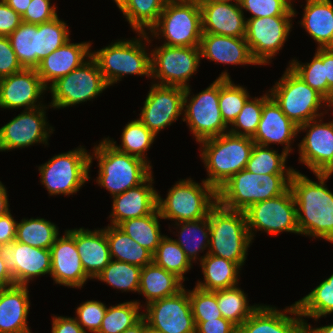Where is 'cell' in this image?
<instances>
[{
    "label": "cell",
    "instance_id": "obj_1",
    "mask_svg": "<svg viewBox=\"0 0 333 333\" xmlns=\"http://www.w3.org/2000/svg\"><path fill=\"white\" fill-rule=\"evenodd\" d=\"M315 175L319 183L296 170L290 178L299 233L333 243V193L325 185L328 177Z\"/></svg>",
    "mask_w": 333,
    "mask_h": 333
},
{
    "label": "cell",
    "instance_id": "obj_2",
    "mask_svg": "<svg viewBox=\"0 0 333 333\" xmlns=\"http://www.w3.org/2000/svg\"><path fill=\"white\" fill-rule=\"evenodd\" d=\"M292 174H255L246 169L234 174L217 190V203L245 211L250 205L278 197L290 188Z\"/></svg>",
    "mask_w": 333,
    "mask_h": 333
},
{
    "label": "cell",
    "instance_id": "obj_3",
    "mask_svg": "<svg viewBox=\"0 0 333 333\" xmlns=\"http://www.w3.org/2000/svg\"><path fill=\"white\" fill-rule=\"evenodd\" d=\"M201 158L208 172L205 181L216 191L234 174L246 168L255 142L229 132L199 142Z\"/></svg>",
    "mask_w": 333,
    "mask_h": 333
},
{
    "label": "cell",
    "instance_id": "obj_4",
    "mask_svg": "<svg viewBox=\"0 0 333 333\" xmlns=\"http://www.w3.org/2000/svg\"><path fill=\"white\" fill-rule=\"evenodd\" d=\"M93 155L98 161L96 182L113 196L142 184L151 174L152 166L142 159L117 150L106 138L94 146Z\"/></svg>",
    "mask_w": 333,
    "mask_h": 333
},
{
    "label": "cell",
    "instance_id": "obj_5",
    "mask_svg": "<svg viewBox=\"0 0 333 333\" xmlns=\"http://www.w3.org/2000/svg\"><path fill=\"white\" fill-rule=\"evenodd\" d=\"M208 217L210 237L207 253L242 267L252 242L244 211L228 210L217 203Z\"/></svg>",
    "mask_w": 333,
    "mask_h": 333
},
{
    "label": "cell",
    "instance_id": "obj_6",
    "mask_svg": "<svg viewBox=\"0 0 333 333\" xmlns=\"http://www.w3.org/2000/svg\"><path fill=\"white\" fill-rule=\"evenodd\" d=\"M134 40H119L95 52L91 57L97 62L108 86L121 81L127 74L151 77V56L146 52L145 43H149L148 33L138 32Z\"/></svg>",
    "mask_w": 333,
    "mask_h": 333
},
{
    "label": "cell",
    "instance_id": "obj_7",
    "mask_svg": "<svg viewBox=\"0 0 333 333\" xmlns=\"http://www.w3.org/2000/svg\"><path fill=\"white\" fill-rule=\"evenodd\" d=\"M201 184V185H200ZM182 179L171 187L165 199L157 194V208L163 219L196 221L208 217L217 204V191L205 180Z\"/></svg>",
    "mask_w": 333,
    "mask_h": 333
},
{
    "label": "cell",
    "instance_id": "obj_8",
    "mask_svg": "<svg viewBox=\"0 0 333 333\" xmlns=\"http://www.w3.org/2000/svg\"><path fill=\"white\" fill-rule=\"evenodd\" d=\"M151 35L164 37V45L200 47L202 21L200 5L195 0H167Z\"/></svg>",
    "mask_w": 333,
    "mask_h": 333
},
{
    "label": "cell",
    "instance_id": "obj_9",
    "mask_svg": "<svg viewBox=\"0 0 333 333\" xmlns=\"http://www.w3.org/2000/svg\"><path fill=\"white\" fill-rule=\"evenodd\" d=\"M269 94L283 113L297 126L319 119L324 114L318 112L323 104L332 107L320 93L306 84L289 67L269 90Z\"/></svg>",
    "mask_w": 333,
    "mask_h": 333
},
{
    "label": "cell",
    "instance_id": "obj_10",
    "mask_svg": "<svg viewBox=\"0 0 333 333\" xmlns=\"http://www.w3.org/2000/svg\"><path fill=\"white\" fill-rule=\"evenodd\" d=\"M219 78L231 79L229 73L224 71L210 86L192 97L189 96L190 87L185 88L183 97L185 117L182 120L186 121L197 142L220 136L229 130L219 108Z\"/></svg>",
    "mask_w": 333,
    "mask_h": 333
},
{
    "label": "cell",
    "instance_id": "obj_11",
    "mask_svg": "<svg viewBox=\"0 0 333 333\" xmlns=\"http://www.w3.org/2000/svg\"><path fill=\"white\" fill-rule=\"evenodd\" d=\"M88 151L80 146L67 153L53 156L38 167L41 183L52 195H71L77 193L90 178V159Z\"/></svg>",
    "mask_w": 333,
    "mask_h": 333
},
{
    "label": "cell",
    "instance_id": "obj_12",
    "mask_svg": "<svg viewBox=\"0 0 333 333\" xmlns=\"http://www.w3.org/2000/svg\"><path fill=\"white\" fill-rule=\"evenodd\" d=\"M108 87L97 62L90 57L80 67L48 87L52 94L49 107L60 109L91 101Z\"/></svg>",
    "mask_w": 333,
    "mask_h": 333
},
{
    "label": "cell",
    "instance_id": "obj_13",
    "mask_svg": "<svg viewBox=\"0 0 333 333\" xmlns=\"http://www.w3.org/2000/svg\"><path fill=\"white\" fill-rule=\"evenodd\" d=\"M244 213L252 240L255 229L272 235L283 231L300 234L296 203L290 188L278 197L250 205Z\"/></svg>",
    "mask_w": 333,
    "mask_h": 333
},
{
    "label": "cell",
    "instance_id": "obj_14",
    "mask_svg": "<svg viewBox=\"0 0 333 333\" xmlns=\"http://www.w3.org/2000/svg\"><path fill=\"white\" fill-rule=\"evenodd\" d=\"M151 55V78L160 80L159 85L189 87L187 81L197 71L201 52L200 47H180L162 45Z\"/></svg>",
    "mask_w": 333,
    "mask_h": 333
},
{
    "label": "cell",
    "instance_id": "obj_15",
    "mask_svg": "<svg viewBox=\"0 0 333 333\" xmlns=\"http://www.w3.org/2000/svg\"><path fill=\"white\" fill-rule=\"evenodd\" d=\"M292 17L246 18L245 40L258 65L269 64L270 59L282 48L292 27Z\"/></svg>",
    "mask_w": 333,
    "mask_h": 333
},
{
    "label": "cell",
    "instance_id": "obj_16",
    "mask_svg": "<svg viewBox=\"0 0 333 333\" xmlns=\"http://www.w3.org/2000/svg\"><path fill=\"white\" fill-rule=\"evenodd\" d=\"M143 317L161 333H195L189 290L148 303Z\"/></svg>",
    "mask_w": 333,
    "mask_h": 333
},
{
    "label": "cell",
    "instance_id": "obj_17",
    "mask_svg": "<svg viewBox=\"0 0 333 333\" xmlns=\"http://www.w3.org/2000/svg\"><path fill=\"white\" fill-rule=\"evenodd\" d=\"M46 106L28 109L14 117L0 128V151L25 148L35 143L48 144L49 133L54 130L48 128L46 120Z\"/></svg>",
    "mask_w": 333,
    "mask_h": 333
},
{
    "label": "cell",
    "instance_id": "obj_18",
    "mask_svg": "<svg viewBox=\"0 0 333 333\" xmlns=\"http://www.w3.org/2000/svg\"><path fill=\"white\" fill-rule=\"evenodd\" d=\"M185 88L152 84L138 118L155 136L183 113Z\"/></svg>",
    "mask_w": 333,
    "mask_h": 333
},
{
    "label": "cell",
    "instance_id": "obj_19",
    "mask_svg": "<svg viewBox=\"0 0 333 333\" xmlns=\"http://www.w3.org/2000/svg\"><path fill=\"white\" fill-rule=\"evenodd\" d=\"M0 256L17 285L27 286L34 277L51 273L50 249L32 247L15 240L0 246Z\"/></svg>",
    "mask_w": 333,
    "mask_h": 333
},
{
    "label": "cell",
    "instance_id": "obj_20",
    "mask_svg": "<svg viewBox=\"0 0 333 333\" xmlns=\"http://www.w3.org/2000/svg\"><path fill=\"white\" fill-rule=\"evenodd\" d=\"M51 277L56 284L81 288L88 280L76 248L75 229L58 236L50 248Z\"/></svg>",
    "mask_w": 333,
    "mask_h": 333
},
{
    "label": "cell",
    "instance_id": "obj_21",
    "mask_svg": "<svg viewBox=\"0 0 333 333\" xmlns=\"http://www.w3.org/2000/svg\"><path fill=\"white\" fill-rule=\"evenodd\" d=\"M48 90L42 83L36 69L23 68L21 71L0 79V108L25 110L44 106L37 102Z\"/></svg>",
    "mask_w": 333,
    "mask_h": 333
},
{
    "label": "cell",
    "instance_id": "obj_22",
    "mask_svg": "<svg viewBox=\"0 0 333 333\" xmlns=\"http://www.w3.org/2000/svg\"><path fill=\"white\" fill-rule=\"evenodd\" d=\"M281 311L269 305H259L238 327V333H305L307 322L302 319L296 303ZM287 313L294 317L287 316Z\"/></svg>",
    "mask_w": 333,
    "mask_h": 333
},
{
    "label": "cell",
    "instance_id": "obj_23",
    "mask_svg": "<svg viewBox=\"0 0 333 333\" xmlns=\"http://www.w3.org/2000/svg\"><path fill=\"white\" fill-rule=\"evenodd\" d=\"M317 120L316 118L298 126V132L307 131L306 136L298 144L299 161L314 174L318 173L333 156V120L329 123H323L322 119Z\"/></svg>",
    "mask_w": 333,
    "mask_h": 333
},
{
    "label": "cell",
    "instance_id": "obj_24",
    "mask_svg": "<svg viewBox=\"0 0 333 333\" xmlns=\"http://www.w3.org/2000/svg\"><path fill=\"white\" fill-rule=\"evenodd\" d=\"M298 126L291 121L270 97L264 104L260 122L255 135L251 138L255 144L270 146L269 144H282L284 151L289 154L292 140L298 134ZM294 137V138H293Z\"/></svg>",
    "mask_w": 333,
    "mask_h": 333
},
{
    "label": "cell",
    "instance_id": "obj_25",
    "mask_svg": "<svg viewBox=\"0 0 333 333\" xmlns=\"http://www.w3.org/2000/svg\"><path fill=\"white\" fill-rule=\"evenodd\" d=\"M201 10L202 32L245 38L246 18L240 3H198Z\"/></svg>",
    "mask_w": 333,
    "mask_h": 333
},
{
    "label": "cell",
    "instance_id": "obj_26",
    "mask_svg": "<svg viewBox=\"0 0 333 333\" xmlns=\"http://www.w3.org/2000/svg\"><path fill=\"white\" fill-rule=\"evenodd\" d=\"M152 175L142 184L112 197L110 225L118 226L125 220L147 216L157 208L158 192L153 188Z\"/></svg>",
    "mask_w": 333,
    "mask_h": 333
},
{
    "label": "cell",
    "instance_id": "obj_27",
    "mask_svg": "<svg viewBox=\"0 0 333 333\" xmlns=\"http://www.w3.org/2000/svg\"><path fill=\"white\" fill-rule=\"evenodd\" d=\"M90 47V42L74 44L69 40L40 61L35 69L44 86L48 89V85L80 67L91 57Z\"/></svg>",
    "mask_w": 333,
    "mask_h": 333
},
{
    "label": "cell",
    "instance_id": "obj_28",
    "mask_svg": "<svg viewBox=\"0 0 333 333\" xmlns=\"http://www.w3.org/2000/svg\"><path fill=\"white\" fill-rule=\"evenodd\" d=\"M28 292L26 285L0 288V333H31L27 323Z\"/></svg>",
    "mask_w": 333,
    "mask_h": 333
},
{
    "label": "cell",
    "instance_id": "obj_29",
    "mask_svg": "<svg viewBox=\"0 0 333 333\" xmlns=\"http://www.w3.org/2000/svg\"><path fill=\"white\" fill-rule=\"evenodd\" d=\"M201 57L217 63L245 65L258 63L253 58L245 38L203 33L200 42Z\"/></svg>",
    "mask_w": 333,
    "mask_h": 333
},
{
    "label": "cell",
    "instance_id": "obj_30",
    "mask_svg": "<svg viewBox=\"0 0 333 333\" xmlns=\"http://www.w3.org/2000/svg\"><path fill=\"white\" fill-rule=\"evenodd\" d=\"M75 243L86 275L96 278L111 261L105 228L75 229Z\"/></svg>",
    "mask_w": 333,
    "mask_h": 333
},
{
    "label": "cell",
    "instance_id": "obj_31",
    "mask_svg": "<svg viewBox=\"0 0 333 333\" xmlns=\"http://www.w3.org/2000/svg\"><path fill=\"white\" fill-rule=\"evenodd\" d=\"M317 42V48H333V4L331 0H306L300 22Z\"/></svg>",
    "mask_w": 333,
    "mask_h": 333
},
{
    "label": "cell",
    "instance_id": "obj_32",
    "mask_svg": "<svg viewBox=\"0 0 333 333\" xmlns=\"http://www.w3.org/2000/svg\"><path fill=\"white\" fill-rule=\"evenodd\" d=\"M182 282L175 274L152 262L141 270L138 292L146 297L147 305L152 301L177 294L184 288Z\"/></svg>",
    "mask_w": 333,
    "mask_h": 333
},
{
    "label": "cell",
    "instance_id": "obj_33",
    "mask_svg": "<svg viewBox=\"0 0 333 333\" xmlns=\"http://www.w3.org/2000/svg\"><path fill=\"white\" fill-rule=\"evenodd\" d=\"M199 261L204 282H197L196 287L206 291H215L238 284V274L241 267L237 263L208 253L201 256Z\"/></svg>",
    "mask_w": 333,
    "mask_h": 333
},
{
    "label": "cell",
    "instance_id": "obj_34",
    "mask_svg": "<svg viewBox=\"0 0 333 333\" xmlns=\"http://www.w3.org/2000/svg\"><path fill=\"white\" fill-rule=\"evenodd\" d=\"M111 259L127 262L143 268L152 263V253L128 236L118 226L105 228Z\"/></svg>",
    "mask_w": 333,
    "mask_h": 333
},
{
    "label": "cell",
    "instance_id": "obj_35",
    "mask_svg": "<svg viewBox=\"0 0 333 333\" xmlns=\"http://www.w3.org/2000/svg\"><path fill=\"white\" fill-rule=\"evenodd\" d=\"M159 218L162 219L156 208L151 214L125 220L118 227L153 254L164 237L160 233Z\"/></svg>",
    "mask_w": 333,
    "mask_h": 333
},
{
    "label": "cell",
    "instance_id": "obj_36",
    "mask_svg": "<svg viewBox=\"0 0 333 333\" xmlns=\"http://www.w3.org/2000/svg\"><path fill=\"white\" fill-rule=\"evenodd\" d=\"M59 236L58 227L44 219H22L17 223L16 241L40 249H50Z\"/></svg>",
    "mask_w": 333,
    "mask_h": 333
},
{
    "label": "cell",
    "instance_id": "obj_37",
    "mask_svg": "<svg viewBox=\"0 0 333 333\" xmlns=\"http://www.w3.org/2000/svg\"><path fill=\"white\" fill-rule=\"evenodd\" d=\"M175 225L179 226L180 237L174 241L184 250L190 262L195 261L199 252H203L206 247L209 248V217L196 221L176 222Z\"/></svg>",
    "mask_w": 333,
    "mask_h": 333
},
{
    "label": "cell",
    "instance_id": "obj_38",
    "mask_svg": "<svg viewBox=\"0 0 333 333\" xmlns=\"http://www.w3.org/2000/svg\"><path fill=\"white\" fill-rule=\"evenodd\" d=\"M237 286L215 290V295L222 317L239 327L259 304L248 306L247 295Z\"/></svg>",
    "mask_w": 333,
    "mask_h": 333
},
{
    "label": "cell",
    "instance_id": "obj_39",
    "mask_svg": "<svg viewBox=\"0 0 333 333\" xmlns=\"http://www.w3.org/2000/svg\"><path fill=\"white\" fill-rule=\"evenodd\" d=\"M8 38L22 67L35 69L38 66V24L22 22Z\"/></svg>",
    "mask_w": 333,
    "mask_h": 333
},
{
    "label": "cell",
    "instance_id": "obj_40",
    "mask_svg": "<svg viewBox=\"0 0 333 333\" xmlns=\"http://www.w3.org/2000/svg\"><path fill=\"white\" fill-rule=\"evenodd\" d=\"M310 63L300 64L293 59L289 68L296 73L312 89L320 93L333 107V91L328 87L324 72V48H317Z\"/></svg>",
    "mask_w": 333,
    "mask_h": 333
},
{
    "label": "cell",
    "instance_id": "obj_41",
    "mask_svg": "<svg viewBox=\"0 0 333 333\" xmlns=\"http://www.w3.org/2000/svg\"><path fill=\"white\" fill-rule=\"evenodd\" d=\"M155 137L139 119H136L128 122L124 127L121 135V145H115L116 141L110 140L109 137L106 139L117 150L138 157L150 165L144 153L150 149Z\"/></svg>",
    "mask_w": 333,
    "mask_h": 333
},
{
    "label": "cell",
    "instance_id": "obj_42",
    "mask_svg": "<svg viewBox=\"0 0 333 333\" xmlns=\"http://www.w3.org/2000/svg\"><path fill=\"white\" fill-rule=\"evenodd\" d=\"M167 0H128L121 9L132 29L138 32L150 30L159 20Z\"/></svg>",
    "mask_w": 333,
    "mask_h": 333
},
{
    "label": "cell",
    "instance_id": "obj_43",
    "mask_svg": "<svg viewBox=\"0 0 333 333\" xmlns=\"http://www.w3.org/2000/svg\"><path fill=\"white\" fill-rule=\"evenodd\" d=\"M295 303L302 318H314L317 321L333 313V274Z\"/></svg>",
    "mask_w": 333,
    "mask_h": 333
},
{
    "label": "cell",
    "instance_id": "obj_44",
    "mask_svg": "<svg viewBox=\"0 0 333 333\" xmlns=\"http://www.w3.org/2000/svg\"><path fill=\"white\" fill-rule=\"evenodd\" d=\"M152 262L166 271L175 274L183 282L185 281L184 274H186L192 266L184 250L174 239L165 235L152 255Z\"/></svg>",
    "mask_w": 333,
    "mask_h": 333
},
{
    "label": "cell",
    "instance_id": "obj_45",
    "mask_svg": "<svg viewBox=\"0 0 333 333\" xmlns=\"http://www.w3.org/2000/svg\"><path fill=\"white\" fill-rule=\"evenodd\" d=\"M287 156L284 150L279 154L269 146L254 144L245 169L255 174H292L295 170L285 166Z\"/></svg>",
    "mask_w": 333,
    "mask_h": 333
},
{
    "label": "cell",
    "instance_id": "obj_46",
    "mask_svg": "<svg viewBox=\"0 0 333 333\" xmlns=\"http://www.w3.org/2000/svg\"><path fill=\"white\" fill-rule=\"evenodd\" d=\"M142 268L127 262L111 259L108 265L95 278L123 291H139Z\"/></svg>",
    "mask_w": 333,
    "mask_h": 333
},
{
    "label": "cell",
    "instance_id": "obj_47",
    "mask_svg": "<svg viewBox=\"0 0 333 333\" xmlns=\"http://www.w3.org/2000/svg\"><path fill=\"white\" fill-rule=\"evenodd\" d=\"M140 307L142 305L140 306L137 301L124 302L116 306L107 307L101 327L97 333H122L143 317V313H139Z\"/></svg>",
    "mask_w": 333,
    "mask_h": 333
},
{
    "label": "cell",
    "instance_id": "obj_48",
    "mask_svg": "<svg viewBox=\"0 0 333 333\" xmlns=\"http://www.w3.org/2000/svg\"><path fill=\"white\" fill-rule=\"evenodd\" d=\"M249 98L247 89L235 85L231 79L219 78V108L227 126L232 125Z\"/></svg>",
    "mask_w": 333,
    "mask_h": 333
},
{
    "label": "cell",
    "instance_id": "obj_49",
    "mask_svg": "<svg viewBox=\"0 0 333 333\" xmlns=\"http://www.w3.org/2000/svg\"><path fill=\"white\" fill-rule=\"evenodd\" d=\"M69 35L67 24L58 17L38 24V65L46 56L69 41Z\"/></svg>",
    "mask_w": 333,
    "mask_h": 333
},
{
    "label": "cell",
    "instance_id": "obj_50",
    "mask_svg": "<svg viewBox=\"0 0 333 333\" xmlns=\"http://www.w3.org/2000/svg\"><path fill=\"white\" fill-rule=\"evenodd\" d=\"M270 98L269 91L260 98L248 99L231 125L229 133L252 138L260 122L263 104ZM242 129V130H240Z\"/></svg>",
    "mask_w": 333,
    "mask_h": 333
},
{
    "label": "cell",
    "instance_id": "obj_51",
    "mask_svg": "<svg viewBox=\"0 0 333 333\" xmlns=\"http://www.w3.org/2000/svg\"><path fill=\"white\" fill-rule=\"evenodd\" d=\"M189 299L194 322H204L222 317L215 291H206L195 286L192 291L189 290Z\"/></svg>",
    "mask_w": 333,
    "mask_h": 333
},
{
    "label": "cell",
    "instance_id": "obj_52",
    "mask_svg": "<svg viewBox=\"0 0 333 333\" xmlns=\"http://www.w3.org/2000/svg\"><path fill=\"white\" fill-rule=\"evenodd\" d=\"M241 9L252 14L250 18L269 16H296L291 0H240Z\"/></svg>",
    "mask_w": 333,
    "mask_h": 333
},
{
    "label": "cell",
    "instance_id": "obj_53",
    "mask_svg": "<svg viewBox=\"0 0 333 333\" xmlns=\"http://www.w3.org/2000/svg\"><path fill=\"white\" fill-rule=\"evenodd\" d=\"M106 311L107 307L104 303L89 300L77 307V317H75V319L85 332L87 329L91 333H97L101 327Z\"/></svg>",
    "mask_w": 333,
    "mask_h": 333
},
{
    "label": "cell",
    "instance_id": "obj_54",
    "mask_svg": "<svg viewBox=\"0 0 333 333\" xmlns=\"http://www.w3.org/2000/svg\"><path fill=\"white\" fill-rule=\"evenodd\" d=\"M50 4V0H31L25 13L21 16L22 22L41 24L52 21L58 15L56 6Z\"/></svg>",
    "mask_w": 333,
    "mask_h": 333
},
{
    "label": "cell",
    "instance_id": "obj_55",
    "mask_svg": "<svg viewBox=\"0 0 333 333\" xmlns=\"http://www.w3.org/2000/svg\"><path fill=\"white\" fill-rule=\"evenodd\" d=\"M22 69L8 36H0V79Z\"/></svg>",
    "mask_w": 333,
    "mask_h": 333
},
{
    "label": "cell",
    "instance_id": "obj_56",
    "mask_svg": "<svg viewBox=\"0 0 333 333\" xmlns=\"http://www.w3.org/2000/svg\"><path fill=\"white\" fill-rule=\"evenodd\" d=\"M21 23L22 17L0 0V36H9Z\"/></svg>",
    "mask_w": 333,
    "mask_h": 333
},
{
    "label": "cell",
    "instance_id": "obj_57",
    "mask_svg": "<svg viewBox=\"0 0 333 333\" xmlns=\"http://www.w3.org/2000/svg\"><path fill=\"white\" fill-rule=\"evenodd\" d=\"M194 323L195 333H238V327L223 317Z\"/></svg>",
    "mask_w": 333,
    "mask_h": 333
},
{
    "label": "cell",
    "instance_id": "obj_58",
    "mask_svg": "<svg viewBox=\"0 0 333 333\" xmlns=\"http://www.w3.org/2000/svg\"><path fill=\"white\" fill-rule=\"evenodd\" d=\"M17 223L10 212L0 216V246L15 241Z\"/></svg>",
    "mask_w": 333,
    "mask_h": 333
},
{
    "label": "cell",
    "instance_id": "obj_59",
    "mask_svg": "<svg viewBox=\"0 0 333 333\" xmlns=\"http://www.w3.org/2000/svg\"><path fill=\"white\" fill-rule=\"evenodd\" d=\"M52 333H87L74 317L53 316Z\"/></svg>",
    "mask_w": 333,
    "mask_h": 333
},
{
    "label": "cell",
    "instance_id": "obj_60",
    "mask_svg": "<svg viewBox=\"0 0 333 333\" xmlns=\"http://www.w3.org/2000/svg\"><path fill=\"white\" fill-rule=\"evenodd\" d=\"M324 72L328 87L333 91V48H324Z\"/></svg>",
    "mask_w": 333,
    "mask_h": 333
},
{
    "label": "cell",
    "instance_id": "obj_61",
    "mask_svg": "<svg viewBox=\"0 0 333 333\" xmlns=\"http://www.w3.org/2000/svg\"><path fill=\"white\" fill-rule=\"evenodd\" d=\"M15 285L12 274L6 267V262L0 256V288Z\"/></svg>",
    "mask_w": 333,
    "mask_h": 333
},
{
    "label": "cell",
    "instance_id": "obj_62",
    "mask_svg": "<svg viewBox=\"0 0 333 333\" xmlns=\"http://www.w3.org/2000/svg\"><path fill=\"white\" fill-rule=\"evenodd\" d=\"M4 2L22 16L28 8L31 0H4Z\"/></svg>",
    "mask_w": 333,
    "mask_h": 333
},
{
    "label": "cell",
    "instance_id": "obj_63",
    "mask_svg": "<svg viewBox=\"0 0 333 333\" xmlns=\"http://www.w3.org/2000/svg\"><path fill=\"white\" fill-rule=\"evenodd\" d=\"M7 191L2 182L0 181V216H3L10 212L8 205Z\"/></svg>",
    "mask_w": 333,
    "mask_h": 333
},
{
    "label": "cell",
    "instance_id": "obj_64",
    "mask_svg": "<svg viewBox=\"0 0 333 333\" xmlns=\"http://www.w3.org/2000/svg\"><path fill=\"white\" fill-rule=\"evenodd\" d=\"M147 325V321L144 317H142L137 323L128 329L124 330L122 333H144L145 326Z\"/></svg>",
    "mask_w": 333,
    "mask_h": 333
},
{
    "label": "cell",
    "instance_id": "obj_65",
    "mask_svg": "<svg viewBox=\"0 0 333 333\" xmlns=\"http://www.w3.org/2000/svg\"><path fill=\"white\" fill-rule=\"evenodd\" d=\"M305 333H333V324L312 328L311 325L306 323Z\"/></svg>",
    "mask_w": 333,
    "mask_h": 333
},
{
    "label": "cell",
    "instance_id": "obj_66",
    "mask_svg": "<svg viewBox=\"0 0 333 333\" xmlns=\"http://www.w3.org/2000/svg\"><path fill=\"white\" fill-rule=\"evenodd\" d=\"M318 174L326 176L328 178L333 174V156L331 160L318 172Z\"/></svg>",
    "mask_w": 333,
    "mask_h": 333
},
{
    "label": "cell",
    "instance_id": "obj_67",
    "mask_svg": "<svg viewBox=\"0 0 333 333\" xmlns=\"http://www.w3.org/2000/svg\"><path fill=\"white\" fill-rule=\"evenodd\" d=\"M197 3H213V2H232L239 3L240 0H195Z\"/></svg>",
    "mask_w": 333,
    "mask_h": 333
},
{
    "label": "cell",
    "instance_id": "obj_68",
    "mask_svg": "<svg viewBox=\"0 0 333 333\" xmlns=\"http://www.w3.org/2000/svg\"><path fill=\"white\" fill-rule=\"evenodd\" d=\"M117 7L121 10L128 2V0H114Z\"/></svg>",
    "mask_w": 333,
    "mask_h": 333
},
{
    "label": "cell",
    "instance_id": "obj_69",
    "mask_svg": "<svg viewBox=\"0 0 333 333\" xmlns=\"http://www.w3.org/2000/svg\"><path fill=\"white\" fill-rule=\"evenodd\" d=\"M144 333H161V332L151 328L149 325H146Z\"/></svg>",
    "mask_w": 333,
    "mask_h": 333
}]
</instances>
